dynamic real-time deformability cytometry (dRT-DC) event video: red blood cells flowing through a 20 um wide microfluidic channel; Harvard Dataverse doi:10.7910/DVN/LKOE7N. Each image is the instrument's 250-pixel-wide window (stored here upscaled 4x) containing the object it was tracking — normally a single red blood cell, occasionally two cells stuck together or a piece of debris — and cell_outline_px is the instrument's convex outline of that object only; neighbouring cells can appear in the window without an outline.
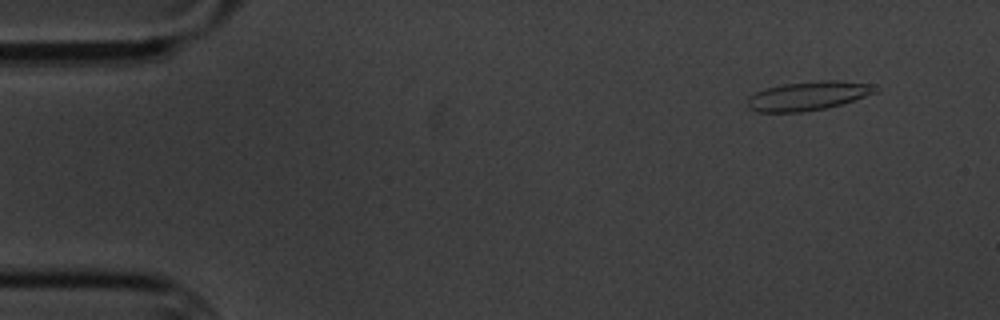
{"species": "common noctule bat (a hibernating species)", "species_latin": "Nyctalus noctula", "temperature_condition": "cold", "stored_images_in_passage": 5, "camera_frame_rate_fps": 3000, "um_per_image_px": 0.085, "animal": {"sex": "male", "body_mass_g": 20.1, "forearm_length_mm": 53.5}, "frame": {"image": 1, "passage_image": 2, "time_ms": 1.0, "image_size_px": [1000, 320], "cell_outline_px": [[876, 92], [828, 108], [804, 112], [756, 112], [748, 108], [748, 96], [756, 92], [768, 88], [784, 84], [820, 80], [840, 80], [872, 84]], "centroid_in_image_um": [68.64, 8.15], "position_along_channel_um": 16.4, "area_um2": 21.39}}